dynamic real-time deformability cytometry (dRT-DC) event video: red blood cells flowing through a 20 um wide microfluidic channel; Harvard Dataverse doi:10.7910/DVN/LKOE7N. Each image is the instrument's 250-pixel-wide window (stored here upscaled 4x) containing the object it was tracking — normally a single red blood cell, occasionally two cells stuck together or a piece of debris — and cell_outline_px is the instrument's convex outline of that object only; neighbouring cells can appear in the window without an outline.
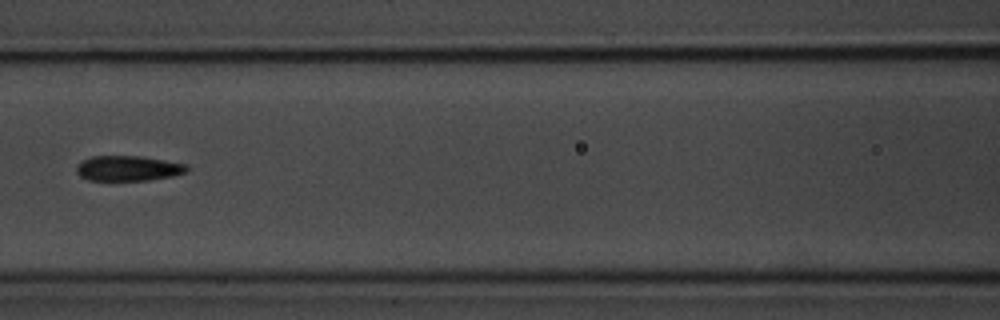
{"species": "common noctule bat (a hibernating species)", "species_latin": "Nyctalus noctula", "temperature_condition": "room temperature", "stored_images_in_passage": 15, "segment_of_instrument_passage": [2, 2], "camera_frame_rate_fps": 3000, "um_per_image_px": 0.085, "animal": {"sex": "male", "body_mass_g": 20.1, "forearm_length_mm": 53.5}, "frame": {"image": 1, "passage_image": 7, "time_ms": 8.0, "image_size_px": [1000, 320], "cell_outline_px": [[188, 168], [184, 172], [172, 176], [148, 180], [88, 180], [80, 176], [76, 172], [76, 168], [84, 160], [92, 156], [140, 156], [188, 164]], "centroid_in_image_um": [10.89, 14.3], "position_along_channel_um": 155.7, "area_um2": 16.01}}
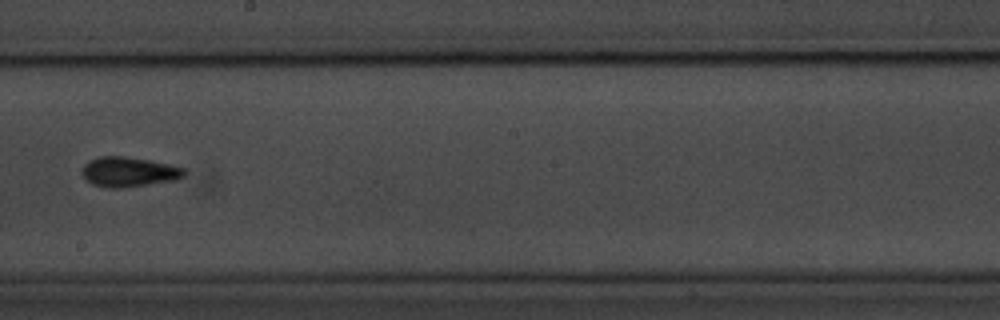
{"frame": {"image": 2, "passage_image": 9, "time_ms": 10.333, "image_size_px": [1000, 320], "cell_outline_px": [[188, 172], [184, 176], [176, 180], [124, 188], [108, 188], [92, 184], [80, 172], [84, 164], [88, 160], [100, 156], [124, 156], [148, 160], [168, 164], [184, 168]], "centroid_in_image_um": [10.94, 14.61], "position_along_channel_um": 237.3, "area_um2": 17.92}}
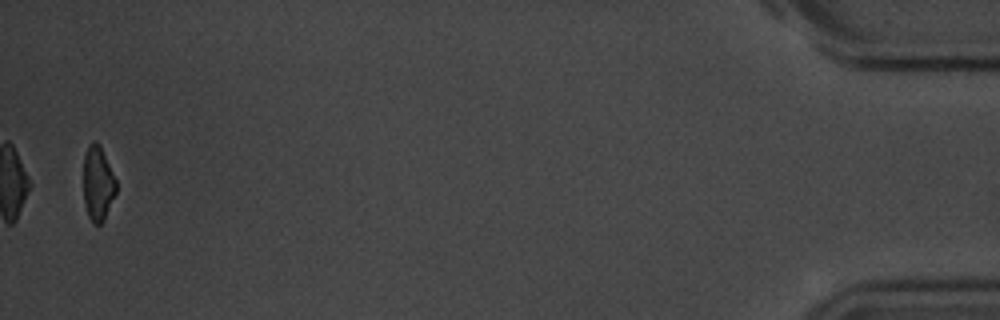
{"frame": {"image": 3, "passage_image": 15, "time_ms": 18.333, "image_size_px": [1000, 320], "cell_outline_px": [[116, 192], [104, 220], [100, 224], [92, 224], [88, 216], [84, 204], [84, 156], [88, 144], [92, 140], [96, 140], [100, 144], [116, 180]], "centroid_in_image_um": [8.31, 15.58], "position_along_channel_um": 426.9, "area_um2": 14.33}}